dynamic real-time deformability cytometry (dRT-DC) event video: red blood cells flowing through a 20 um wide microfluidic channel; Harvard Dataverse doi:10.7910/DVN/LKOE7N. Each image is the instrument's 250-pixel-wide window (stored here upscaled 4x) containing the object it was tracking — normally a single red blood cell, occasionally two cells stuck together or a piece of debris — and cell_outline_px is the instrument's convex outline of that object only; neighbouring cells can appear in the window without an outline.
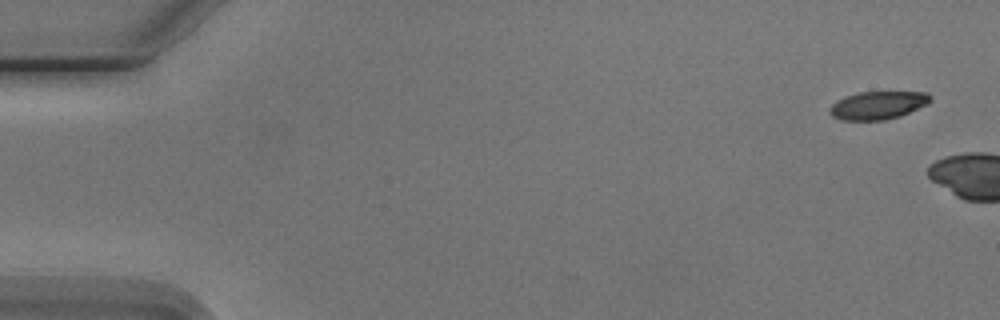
{"species": "Egyptian fruit bat (a non-hibernating species)", "species_latin": "Rousettus aegyptiacus", "temperature_condition": "cold", "stored_images_in_passage": 2, "camera_frame_rate_fps": 3000, "um_per_image_px": 0.085, "animal": {"sex": "male"}, "frame": {"image": 1, "passage_image": 1, "time_ms": 0.0, "image_size_px": [1000, 320], "cell_outline_px": [[932, 100], [928, 104], [900, 116], [884, 120], [840, 120], [832, 116], [828, 112], [828, 108], [836, 100], [860, 92], [928, 92], [932, 96]], "centroid_in_image_um": [74.62, 8.95], "position_along_channel_um": 10.4, "area_um2": 16.53}}